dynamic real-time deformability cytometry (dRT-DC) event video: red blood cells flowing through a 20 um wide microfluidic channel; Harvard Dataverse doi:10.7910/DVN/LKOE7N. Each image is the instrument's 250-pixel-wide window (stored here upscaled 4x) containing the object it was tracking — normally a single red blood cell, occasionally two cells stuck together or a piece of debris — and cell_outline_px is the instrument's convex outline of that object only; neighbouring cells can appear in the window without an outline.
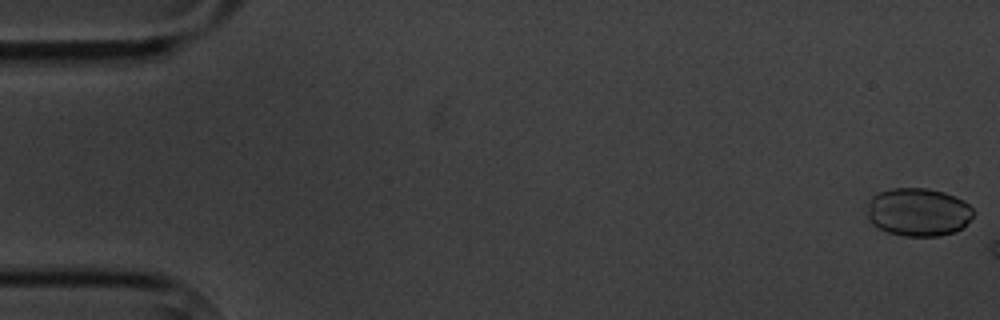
{"species": "common noctule bat (a hibernating species)", "species_latin": "Nyctalus noctula", "temperature_condition": "cold", "stored_images_in_passage": 3, "camera_frame_rate_fps": 3000, "um_per_image_px": 0.085, "animal": {"sex": "male", "body_mass_g": 20.1, "forearm_length_mm": 53.5}, "frame": {"image": 1, "passage_image": 1, "time_ms": 0.0, "image_size_px": [1000, 320], "cell_outline_px": [[972, 216], [956, 232], [940, 236], [904, 236], [888, 232], [872, 224], [868, 216], [868, 204], [872, 196], [880, 192], [892, 188], [928, 188], [944, 192], [956, 196], [964, 200], [972, 208]], "centroid_in_image_um": [78.05, 18.02], "position_along_channel_um": 6.9, "area_um2": 29.71}}